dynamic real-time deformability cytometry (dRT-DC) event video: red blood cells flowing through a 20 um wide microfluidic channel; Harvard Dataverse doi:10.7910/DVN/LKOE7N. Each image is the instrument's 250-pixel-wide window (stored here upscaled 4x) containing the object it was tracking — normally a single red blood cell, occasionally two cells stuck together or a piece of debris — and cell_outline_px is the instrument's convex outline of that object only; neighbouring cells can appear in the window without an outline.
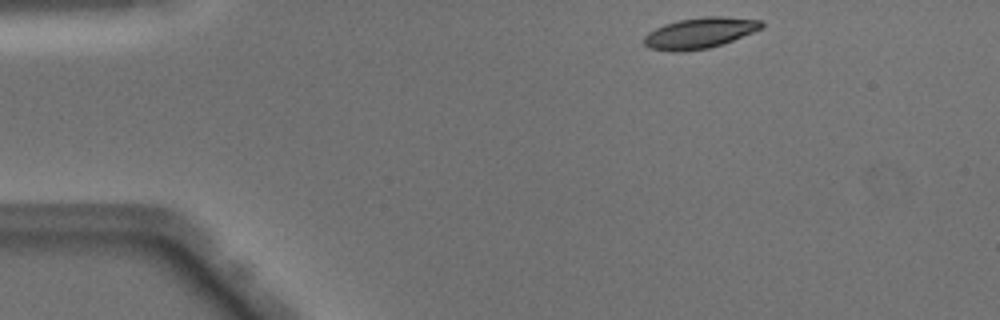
{"species": "Egyptian fruit bat (a non-hibernating species)", "species_latin": "Rousettus aegyptiacus", "temperature_condition": "warm", "stored_images_in_passage": 43, "camera_frame_rate_fps": 3000, "um_per_image_px": 0.085, "animal": {"sex": "male"}, "frame": {"image": 1, "passage_image": 1, "time_ms": 0.0, "image_size_px": [1000, 320], "cell_outline_px": [[764, 24], [760, 28], [752, 32], [724, 44], [708, 48], [680, 52], [676, 52], [648, 48], [644, 44], [644, 36], [648, 32], [664, 24], [680, 20], [700, 16], [720, 16], [760, 20]], "centroid_in_image_um": [59.44, 2.81], "position_along_channel_um": 25.6, "area_um2": 21.04}}
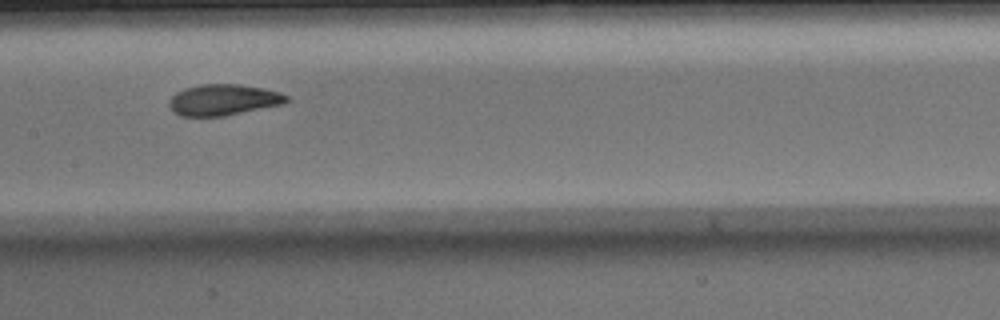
{"frame": {"image": 2, "passage_image": 18, "time_ms": 5.667, "image_size_px": [1000, 320], "cell_outline_px": [[292, 100], [284, 104], [224, 116], [180, 116], [172, 112], [168, 104], [172, 96], [176, 92], [200, 84], [240, 84], [264, 88], [280, 92], [288, 96]], "centroid_in_image_um": [19.02, 8.49], "position_along_channel_um": 188.4, "area_um2": 21.44}}
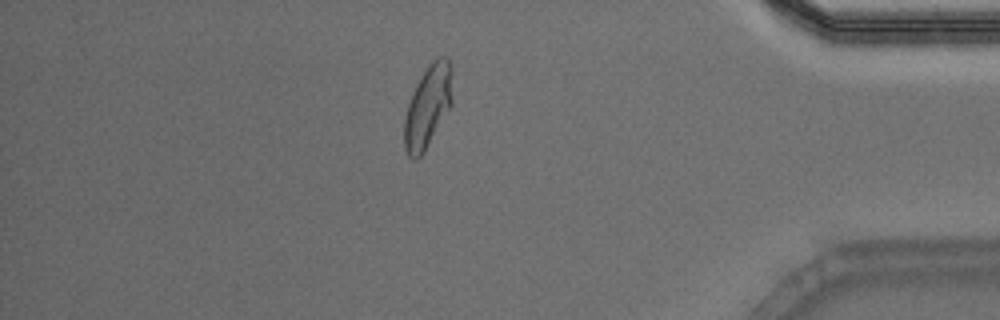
{"frame": {"image": 3, "passage_image": 36, "time_ms": 11.667, "image_size_px": [1000, 320], "cell_outline_px": [[452, 104], [424, 152], [416, 160], [412, 160], [408, 156], [404, 148], [404, 116], [412, 92], [416, 84], [428, 64], [436, 56], [444, 56], [448, 60], [452, 68]], "centroid_in_image_um": [36.36, 9.04], "position_along_channel_um": 398.8, "area_um2": 23.29}, "authors_computed_cell_mechanics": {"area_um2": 21.5594, "velocity_mm_per_s": 4.0782, "shape_relaxation_time_tau1_ms": 7.0352, "shape_relaxation_time_tau2_ms": 1.1789, "deformation_change_tau1": 0.2353, "deformation_change_tau2": 0.0641}}